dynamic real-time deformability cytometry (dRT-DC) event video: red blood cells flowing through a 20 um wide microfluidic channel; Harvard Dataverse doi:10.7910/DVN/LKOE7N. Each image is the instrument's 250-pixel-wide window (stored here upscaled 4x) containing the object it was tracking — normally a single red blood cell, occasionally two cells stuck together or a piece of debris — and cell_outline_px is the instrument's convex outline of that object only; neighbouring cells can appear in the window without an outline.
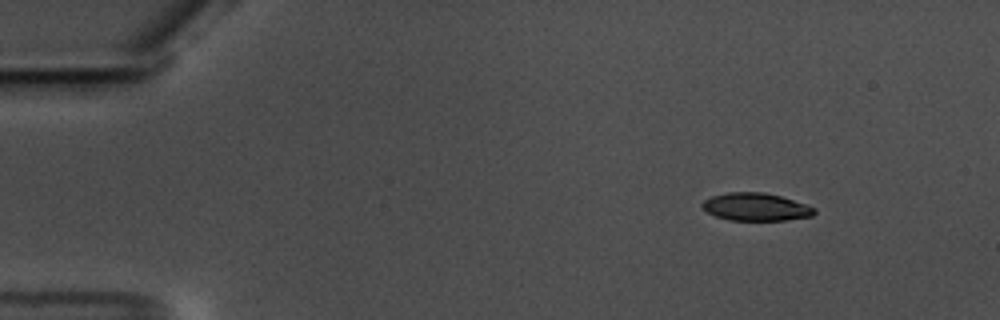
{"species": "common noctule bat (a hibernating species)", "species_latin": "Nyctalus noctula", "temperature_condition": "warm", "stored_images_in_passage": 52, "camera_frame_rate_fps": 3000, "um_per_image_px": 0.085, "animal": {"sex": "male", "body_mass_g": 17.5, "forearm_length_mm": 52.3}, "frame": {"image": 1, "passage_image": 1, "time_ms": 0.0, "image_size_px": [1000, 320], "cell_outline_px": [[816, 212], [812, 216], [784, 220], [728, 220], [716, 216], [708, 212], [700, 204], [704, 200], [712, 196], [728, 192], [764, 192], [780, 196], [808, 204], [816, 208]], "centroid_in_image_um": [64.27, 17.58], "position_along_channel_um": 20.7, "area_um2": 18.15}}
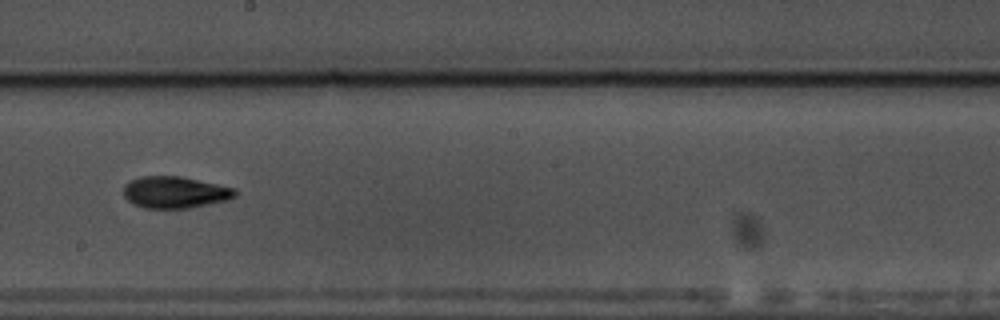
{"frame": {"image": 2, "passage_image": 27, "time_ms": 8.667, "image_size_px": [1000, 320], "cell_outline_px": [[236, 196], [228, 200], [188, 208], [144, 208], [132, 204], [124, 196], [124, 184], [140, 176], [180, 176], [236, 188]], "centroid_in_image_um": [14.87, 16.34], "position_along_channel_um": 233.3, "area_um2": 20.63}}
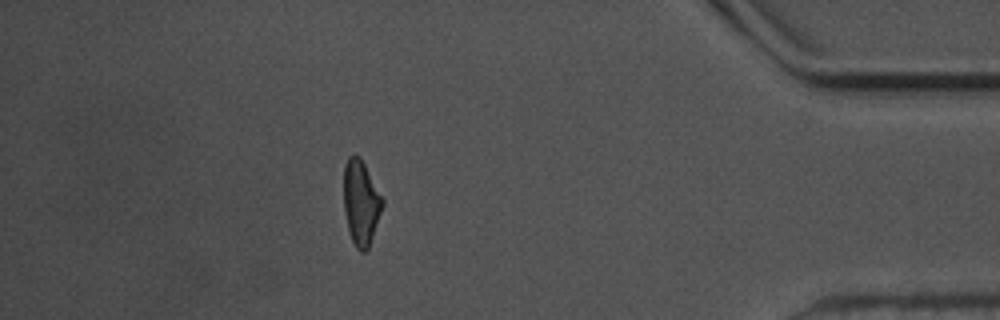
{"frame": {"image": 3, "passage_image": 45, "time_ms": 14.667, "image_size_px": [1000, 320], "cell_outline_px": [[384, 204], [368, 248], [364, 252], [360, 252], [356, 248], [352, 240], [348, 228], [344, 212], [344, 164], [348, 156], [360, 156], [384, 200]], "centroid_in_image_um": [30.67, 17.21], "position_along_channel_um": 404.5, "area_um2": 19.02}, "authors_computed_cell_mechanics": {"area_um2": 19.5075, "velocity_mm_per_s": 3.559, "shape_relaxation_time_tau1_ms": 3.3529, "shape_relaxation_time_tau2_ms": 4.732, "deformation_change_tau1": 0.1559, "deformation_change_tau2": 0.1268}}